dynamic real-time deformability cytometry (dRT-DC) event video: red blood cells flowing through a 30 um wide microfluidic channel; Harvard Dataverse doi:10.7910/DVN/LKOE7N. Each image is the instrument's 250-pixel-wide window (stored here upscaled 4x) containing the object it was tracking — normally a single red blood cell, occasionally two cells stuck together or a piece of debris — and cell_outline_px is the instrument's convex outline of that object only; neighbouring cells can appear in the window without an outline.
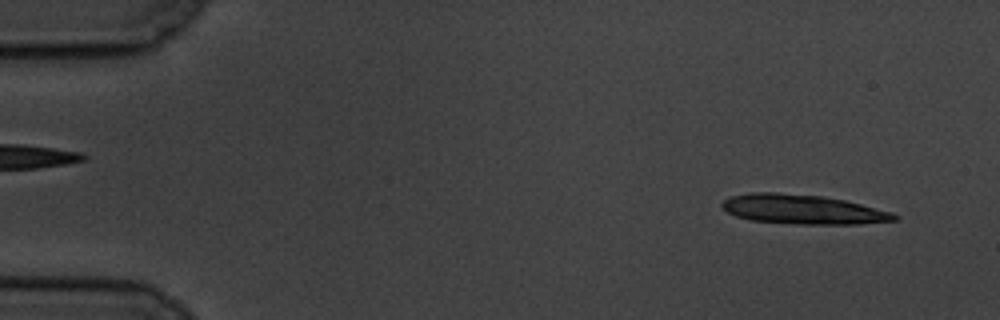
{"species": "common noctule bat (a hibernating species)", "species_latin": "Nyctalus noctula", "temperature_condition": "cold", "stored_images_in_passage": 15, "camera_frame_rate_fps": 3000, "um_per_image_px": 0.085, "animal": {"sex": "male", "body_mass_g": 19.5, "forearm_length_mm": 54.6}, "frame": {"image": 1, "passage_image": 3, "time_ms": 0.667, "image_size_px": [1000, 320], "cell_outline_px": [[900, 216], [896, 220], [860, 224], [796, 224], [748, 220], [736, 216], [728, 212], [720, 204], [728, 196], [748, 192], [776, 192], [820, 196], [844, 200], [892, 212]], "centroid_in_image_um": [68.2, 17.79], "position_along_channel_um": 16.8, "area_um2": 29.65}}